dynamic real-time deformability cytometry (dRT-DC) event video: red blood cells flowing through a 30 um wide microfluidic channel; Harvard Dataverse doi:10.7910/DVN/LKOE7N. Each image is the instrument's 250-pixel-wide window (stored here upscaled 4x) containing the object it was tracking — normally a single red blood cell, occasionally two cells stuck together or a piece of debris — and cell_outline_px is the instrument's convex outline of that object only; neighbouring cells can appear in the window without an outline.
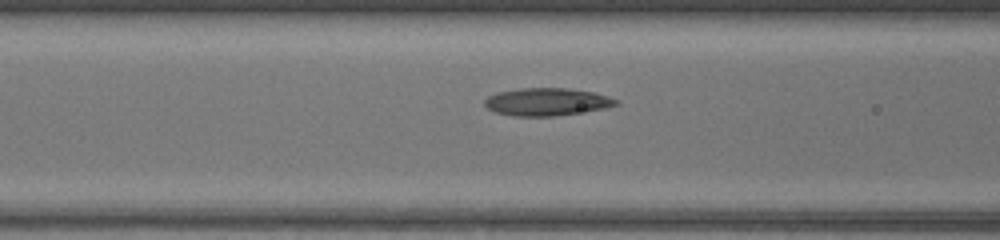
{"species": "common noctule bat (a hibernating species)", "species_latin": "Nyctalus noctula", "temperature_condition": "warm", "stored_images_in_passage": 8, "camera_frame_rate_fps": 3000, "um_per_image_px": 0.085, "animal": {"sex": "female", "body_mass_g": 17.0, "forearm_length_mm": 48.0}, "frame": {"image": 1, "passage_image": 7, "time_ms": 2.0, "image_size_px": [1000, 240], "cell_outline_px": [[620, 104], [604, 108], [556, 116], [512, 116], [496, 112], [488, 108], [484, 104], [484, 100], [488, 96], [496, 92], [520, 88], [564, 88], [592, 92], [608, 96], [620, 100]], "centroid_in_image_um": [46.47, 8.65], "position_along_channel_um": 120.1, "area_um2": 21.15}}